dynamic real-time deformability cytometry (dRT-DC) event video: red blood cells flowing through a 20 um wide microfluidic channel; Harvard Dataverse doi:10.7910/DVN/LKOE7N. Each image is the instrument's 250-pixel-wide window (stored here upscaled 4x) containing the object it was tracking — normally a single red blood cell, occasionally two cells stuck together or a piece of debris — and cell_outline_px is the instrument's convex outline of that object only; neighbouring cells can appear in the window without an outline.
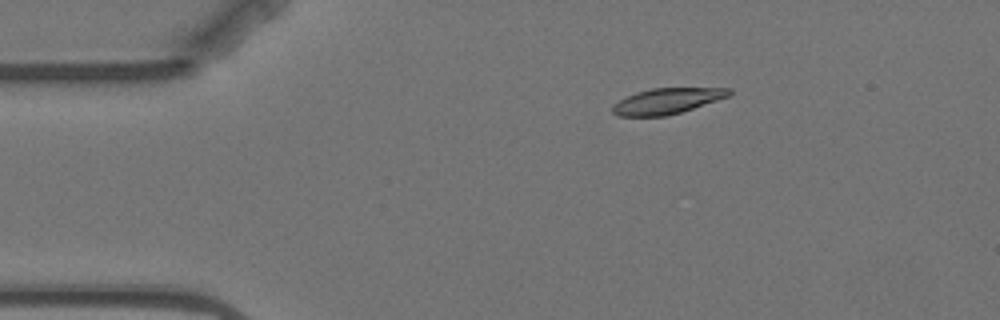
{"species": "Egyptian fruit bat (a non-hibernating species)", "species_latin": "Rousettus aegyptiacus", "temperature_condition": "warm", "stored_images_in_passage": 5, "camera_frame_rate_fps": 3000, "um_per_image_px": 0.085, "animal": {"sex": "female"}, "frame": {"image": 1, "passage_image": 2, "time_ms": 2.333, "image_size_px": [1000, 320], "cell_outline_px": [[732, 92], [728, 96], [668, 116], [616, 116], [612, 112], [612, 104], [636, 92], [652, 88], [732, 88]], "centroid_in_image_um": [56.65, 8.59], "position_along_channel_um": 28.3, "area_um2": 17.28}}
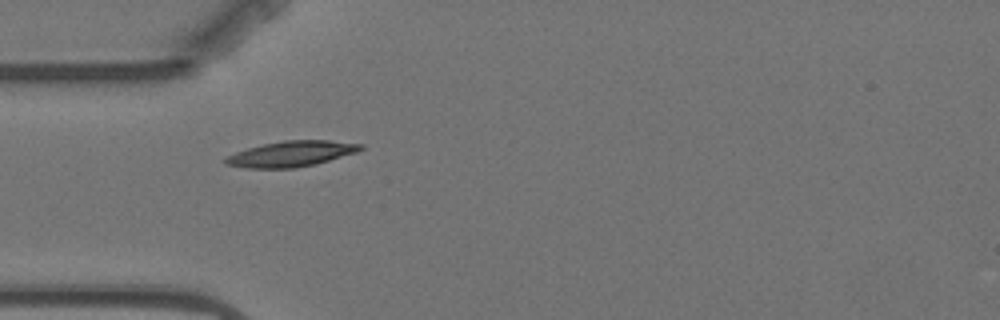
{"frame": {"image": 2, "passage_image": 4, "time_ms": 4.667, "image_size_px": [1000, 320], "cell_outline_px": [[364, 148], [356, 152], [316, 164], [296, 168], [244, 168], [224, 164], [224, 160], [228, 156], [236, 152], [248, 148], [264, 144], [284, 140], [328, 140], [364, 144]], "centroid_in_image_um": [24.77, 13.08], "position_along_channel_um": 60.2, "area_um2": 20.11}}
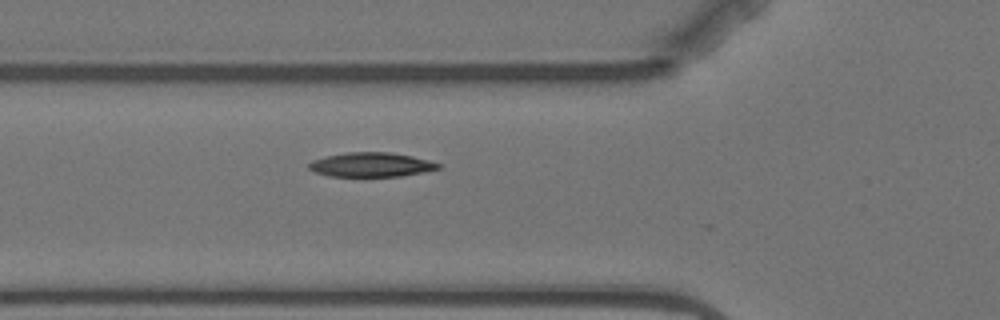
{"frame": {"image": 3, "passage_image": 5, "time_ms": 5.667, "image_size_px": [1000, 320], "cell_outline_px": [[440, 168], [424, 172], [400, 176], [328, 176], [316, 172], [308, 168], [308, 164], [312, 160], [328, 156], [348, 152], [388, 152], [412, 156], [428, 160], [440, 164]], "centroid_in_image_um": [31.55, 14.0], "position_along_channel_um": 94.3, "area_um2": 18.15}}